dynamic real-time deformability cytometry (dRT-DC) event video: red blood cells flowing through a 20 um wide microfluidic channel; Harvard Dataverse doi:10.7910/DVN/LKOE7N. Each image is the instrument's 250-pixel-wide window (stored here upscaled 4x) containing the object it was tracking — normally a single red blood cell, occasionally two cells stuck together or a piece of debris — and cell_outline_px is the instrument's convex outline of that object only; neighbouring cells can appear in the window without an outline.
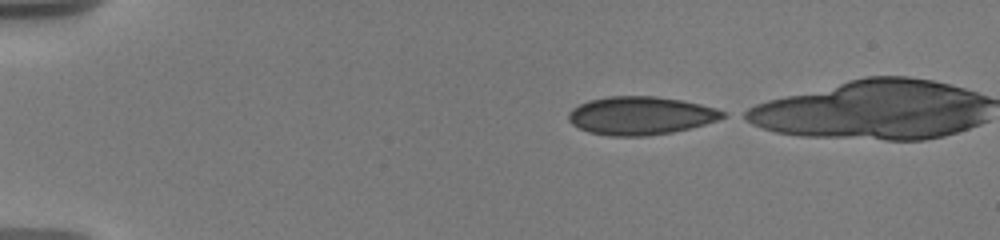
{"species": "human", "species_latin": "Homo sapiens", "temperature_condition": "warm", "stored_images_in_passage": 13, "camera_frame_rate_fps": 3000, "um_per_image_px": 0.085, "donor": {"sex": "male"}, "frame": {"image": 1, "passage_image": 1, "time_ms": 0.0, "image_size_px": [1000, 240], "cell_outline_px": [[728, 116], [704, 124], [672, 132], [648, 136], [608, 136], [588, 132], [572, 124], [568, 120], [568, 112], [572, 108], [588, 100], [608, 96], [656, 96], [680, 100], [700, 104], [716, 108], [728, 112]], "centroid_in_image_um": [54.44, 9.83], "position_along_channel_um": 30.6, "area_um2": 34.45}}
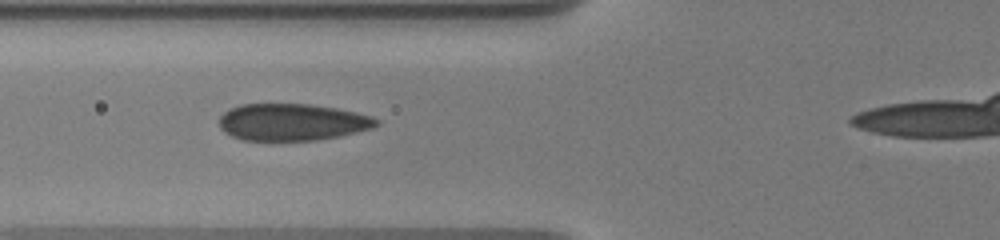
{"frame": {"image": 2, "passage_image": 10, "time_ms": 4.0, "image_size_px": [1000, 240], "cell_outline_px": [[380, 124], [372, 128], [340, 136], [316, 140], [240, 140], [224, 132], [220, 128], [220, 116], [228, 108], [240, 104], [308, 104], [336, 108], [356, 112], [372, 116], [380, 120]], "centroid_in_image_um": [24.83, 10.37], "position_along_channel_um": 101.0, "area_um2": 33.99}}
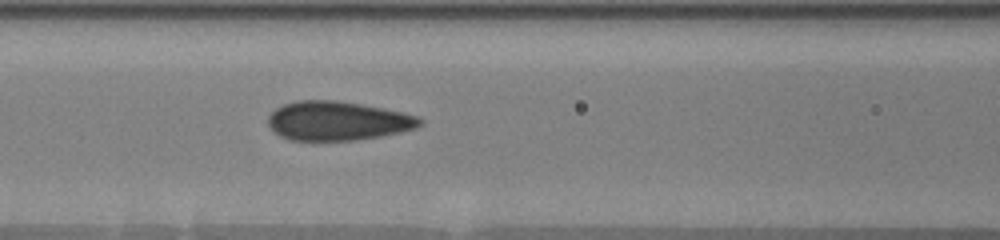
{"frame": {"image": 3, "passage_image": 13, "time_ms": 5.0, "image_size_px": [1000, 240], "cell_outline_px": [[424, 124], [416, 128], [400, 132], [380, 136], [356, 140], [288, 140], [280, 136], [268, 124], [268, 116], [276, 108], [284, 104], [296, 100], [336, 100], [384, 108], [416, 116], [424, 120]], "centroid_in_image_um": [28.7, 10.27], "position_along_channel_um": 137.9, "area_um2": 34.51}}